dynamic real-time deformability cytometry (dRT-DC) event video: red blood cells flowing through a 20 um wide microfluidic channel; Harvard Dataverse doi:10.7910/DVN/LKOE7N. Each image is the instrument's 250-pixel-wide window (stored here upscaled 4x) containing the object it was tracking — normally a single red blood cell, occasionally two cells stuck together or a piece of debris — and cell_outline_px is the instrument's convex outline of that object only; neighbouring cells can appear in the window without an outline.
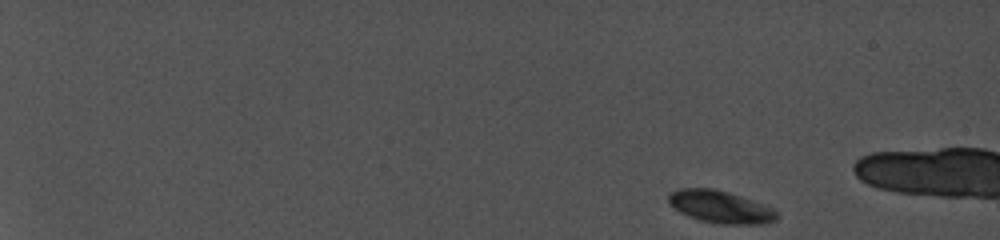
{"species": "common noctule bat (a hibernating species)", "species_latin": "Nyctalus noctula", "temperature_condition": "cold", "stored_images_in_passage": 26, "camera_frame_rate_fps": 5000, "um_per_image_px": 0.085, "animal": {"sex": "female", "body_mass_g": 19.0, "forearm_length_mm": 56.7}, "frame": {"image": 1, "passage_image": 1, "time_ms": 0.0, "image_size_px": [1000, 240], "cell_outline_px": [[776, 220], [764, 224], [720, 224], [700, 220], [688, 216], [680, 212], [668, 204], [668, 192], [680, 188], [712, 188], [728, 192], [752, 200], [772, 208], [776, 212]], "centroid_in_image_um": [61.18, 17.58], "position_along_channel_um": 23.8, "area_um2": 20.4}}
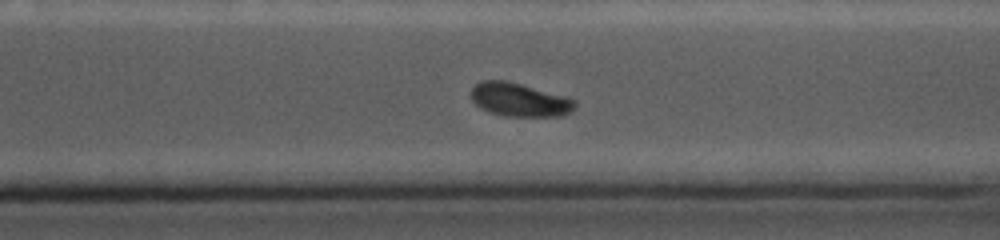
{"frame": {"image": 2, "passage_image": 24, "time_ms": 13.0, "image_size_px": [1000, 240], "cell_outline_px": [[576, 108], [564, 116], [504, 116], [488, 112], [480, 108], [472, 100], [472, 88], [476, 84], [484, 80], [504, 80], [520, 84], [564, 96], [576, 100]], "centroid_in_image_um": [44.16, 8.5], "position_along_channel_um": 326.4, "area_um2": 20.17}}
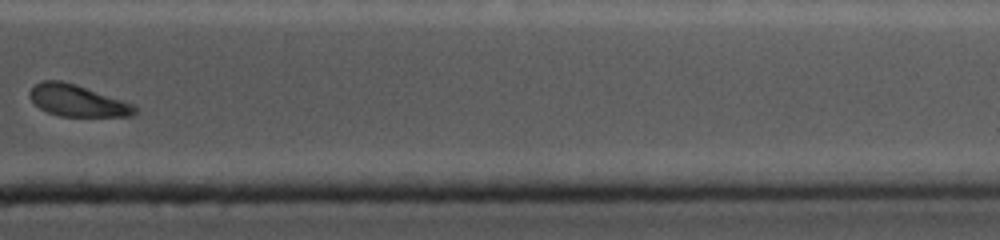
{"frame": {"image": 3, "passage_image": 26, "time_ms": 15.0, "image_size_px": [1000, 240], "cell_outline_px": [[140, 108], [136, 116], [60, 116], [48, 112], [40, 108], [32, 100], [28, 92], [36, 84], [44, 80], [60, 80], [76, 84], [132, 104]], "centroid_in_image_um": [6.62, 8.56], "position_along_channel_um": 404.8, "area_um2": 19.25}}